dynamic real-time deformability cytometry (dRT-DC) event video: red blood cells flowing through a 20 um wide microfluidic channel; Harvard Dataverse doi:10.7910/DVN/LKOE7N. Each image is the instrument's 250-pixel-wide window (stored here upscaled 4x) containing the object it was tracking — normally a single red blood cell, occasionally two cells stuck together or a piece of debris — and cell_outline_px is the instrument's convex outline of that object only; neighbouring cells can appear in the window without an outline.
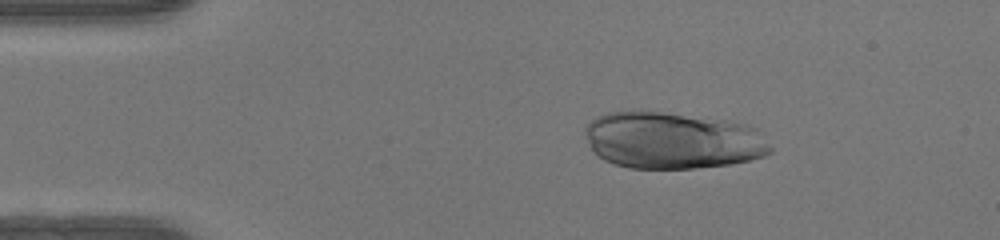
{"species": "human", "species_latin": "Homo sapiens", "temperature_condition": "warm", "stored_images_in_passage": 45, "camera_frame_rate_fps": 3000, "um_per_image_px": 0.085, "donor": {"sex": "female"}, "frame": {"image": 1, "passage_image": 4, "time_ms": 1.0, "image_size_px": [1000, 240], "cell_outline_px": [[772, 152], [764, 156], [748, 160], [728, 164], [696, 168], [628, 168], [604, 160], [588, 144], [584, 132], [584, 128], [596, 116], [608, 112], [640, 108], [724, 120], [748, 124], [756, 128], [772, 148]], "centroid_in_image_um": [57.13, 11.9], "position_along_channel_um": 27.9, "area_um2": 62.02}}
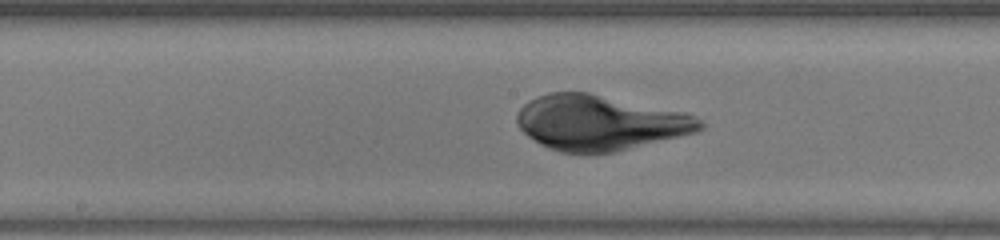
{"frame": {"image": 2, "passage_image": 21, "time_ms": 6.667, "image_size_px": [1000, 240], "cell_outline_px": [[704, 128], [696, 132], [616, 152], [560, 152], [548, 148], [540, 144], [528, 136], [516, 124], [516, 116], [520, 108], [528, 100], [548, 92], [588, 92], [684, 112], [700, 120], [704, 124]], "centroid_in_image_um": [50.95, 10.42], "position_along_channel_um": 197.2, "area_um2": 58.55}}
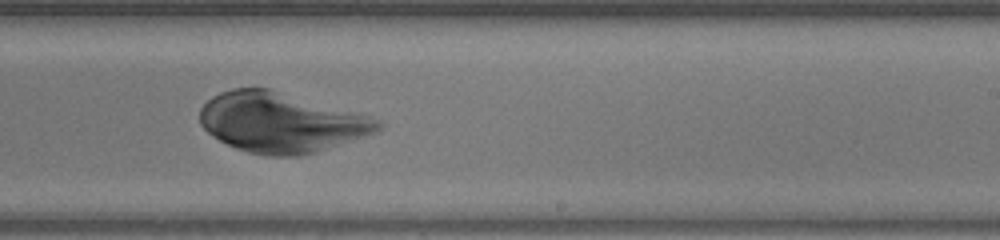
{"frame": {"image": 3, "passage_image": 26, "time_ms": 8.333, "image_size_px": [1000, 240], "cell_outline_px": [[384, 124], [380, 132], [300, 156], [268, 156], [248, 152], [236, 148], [212, 136], [200, 124], [200, 108], [212, 96], [220, 92], [232, 88], [268, 88], [360, 112], [380, 120]], "centroid_in_image_um": [23.93, 10.4], "position_along_channel_um": 265.1, "area_um2": 62.42}}